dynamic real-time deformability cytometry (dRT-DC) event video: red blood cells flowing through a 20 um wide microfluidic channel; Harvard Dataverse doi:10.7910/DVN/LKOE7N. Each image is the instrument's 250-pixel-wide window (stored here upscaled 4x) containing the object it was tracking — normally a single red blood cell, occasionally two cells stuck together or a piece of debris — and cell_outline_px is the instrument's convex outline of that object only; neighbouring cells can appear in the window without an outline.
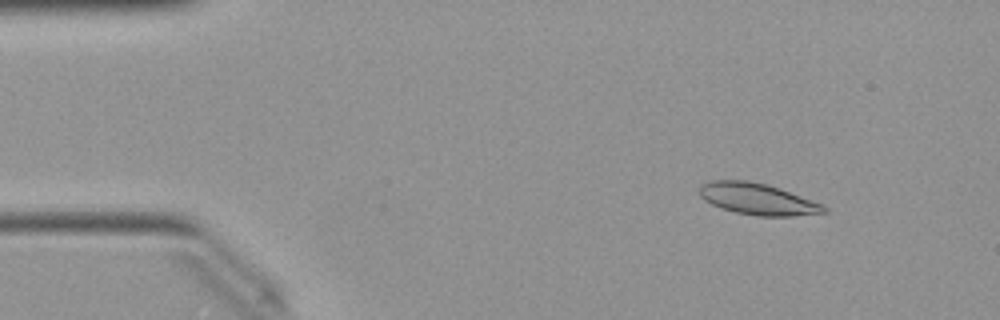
{"species": "Egyptian fruit bat (a non-hibernating species)", "species_latin": "Rousettus aegyptiacus", "temperature_condition": "warm", "stored_images_in_passage": 50, "camera_frame_rate_fps": 3000, "um_per_image_px": 0.085, "animal": {"sex": "female"}, "frame": {"image": 1, "passage_image": 6, "time_ms": 1.667, "image_size_px": [1000, 320], "cell_outline_px": [[828, 212], [792, 216], [756, 216], [736, 212], [720, 208], [704, 200], [700, 196], [700, 184], [708, 180], [748, 180], [768, 184], [780, 188], [820, 204], [828, 208]], "centroid_in_image_um": [64.35, 16.91], "position_along_channel_um": 20.7, "area_um2": 22.83}}
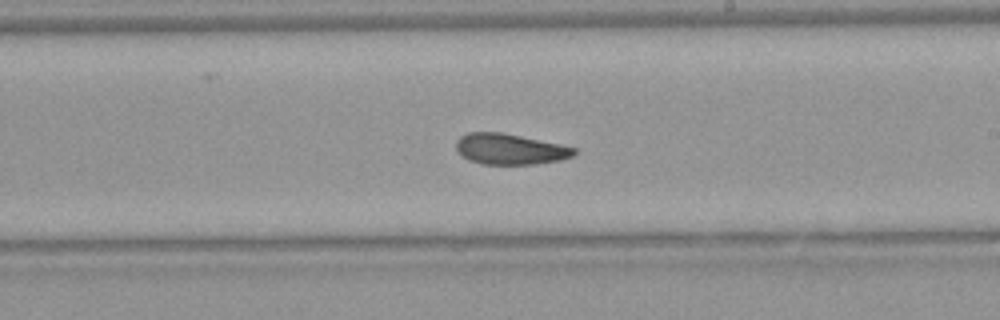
{"frame": {"image": 2, "passage_image": 29, "time_ms": 9.333, "image_size_px": [1000, 320], "cell_outline_px": [[576, 152], [572, 156], [560, 160], [536, 164], [484, 164], [468, 160], [456, 152], [456, 140], [460, 136], [468, 132], [504, 132], [560, 144], [576, 148]], "centroid_in_image_um": [43.31, 12.66], "position_along_channel_um": 245.7, "area_um2": 21.33}}
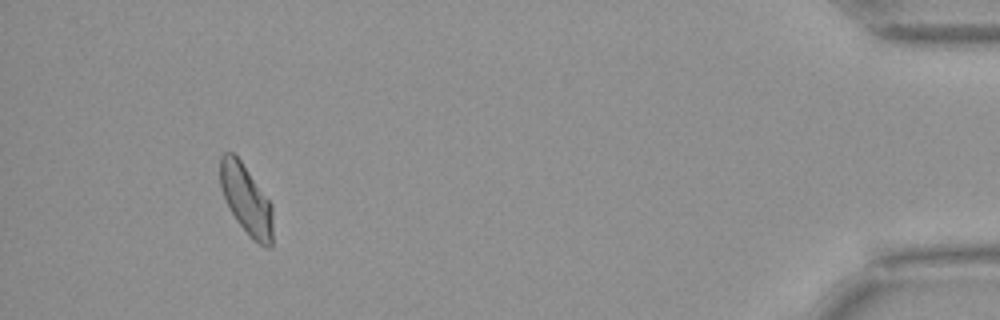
{"frame": {"image": 3, "passage_image": 47, "time_ms": 15.333, "image_size_px": [1000, 320], "cell_outline_px": [[272, 248], [264, 248], [236, 220], [220, 188], [220, 156], [224, 152], [232, 152], [240, 160], [272, 204]], "centroid_in_image_um": [20.93, 16.95], "position_along_channel_um": 414.3, "area_um2": 20.92}, "authors_computed_cell_mechanics": {"area_um2": 22.0507, "velocity_mm_per_s": 3.9963, "shape_relaxation_time_tau1_ms": 8.7901, "shape_relaxation_time_tau2_ms": 3.5838, "deformation_change_tau1": 0.1864, "deformation_change_tau2": 0.0918}}